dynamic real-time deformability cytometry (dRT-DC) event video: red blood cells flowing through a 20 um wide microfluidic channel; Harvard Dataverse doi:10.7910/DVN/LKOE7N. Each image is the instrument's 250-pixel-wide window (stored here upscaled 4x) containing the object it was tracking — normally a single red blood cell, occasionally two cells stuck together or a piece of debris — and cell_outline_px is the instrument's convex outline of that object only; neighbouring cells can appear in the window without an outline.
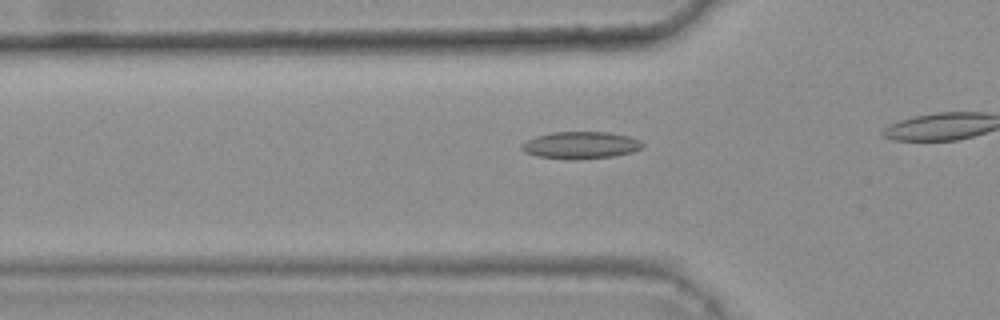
{"species": "common noctule bat (a hibernating species)", "species_latin": "Nyctalus noctula", "temperature_condition": "warm", "stored_images_in_passage": 14, "camera_frame_rate_fps": 3000, "um_per_image_px": 0.085, "animal": {"sex": "female", "body_mass_g": 25.1}, "frame": {"image": 1, "passage_image": 8, "time_ms": 2.333, "image_size_px": [1000, 320], "cell_outline_px": [[644, 148], [632, 152], [612, 156], [576, 160], [568, 160], [536, 156], [524, 152], [520, 148], [520, 144], [536, 136], [552, 132], [608, 132], [628, 136], [640, 140], [644, 144]], "centroid_in_image_um": [49.35, 12.35], "position_along_channel_um": 76.5, "area_um2": 19.31}}
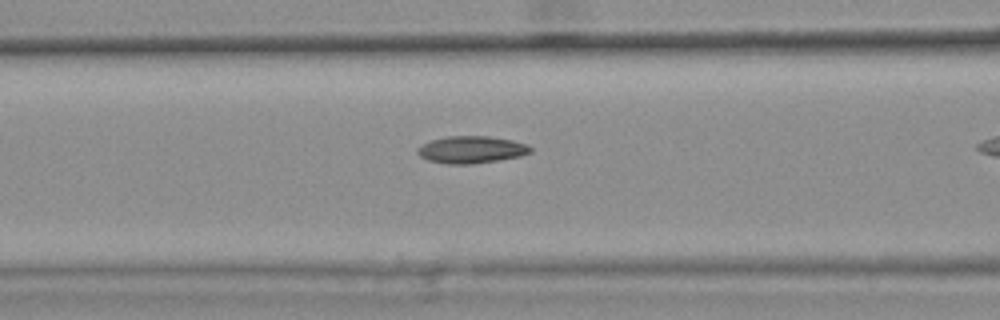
{"frame": {"image": 2, "passage_image": 12, "time_ms": 3.667, "image_size_px": [1000, 320], "cell_outline_px": [[532, 152], [520, 156], [500, 160], [472, 164], [448, 164], [428, 160], [420, 156], [416, 152], [416, 148], [432, 140], [444, 136], [488, 136], [512, 140], [528, 144], [532, 148]], "centroid_in_image_um": [40.08, 12.72], "position_along_channel_um": 126.5, "area_um2": 17.98}}